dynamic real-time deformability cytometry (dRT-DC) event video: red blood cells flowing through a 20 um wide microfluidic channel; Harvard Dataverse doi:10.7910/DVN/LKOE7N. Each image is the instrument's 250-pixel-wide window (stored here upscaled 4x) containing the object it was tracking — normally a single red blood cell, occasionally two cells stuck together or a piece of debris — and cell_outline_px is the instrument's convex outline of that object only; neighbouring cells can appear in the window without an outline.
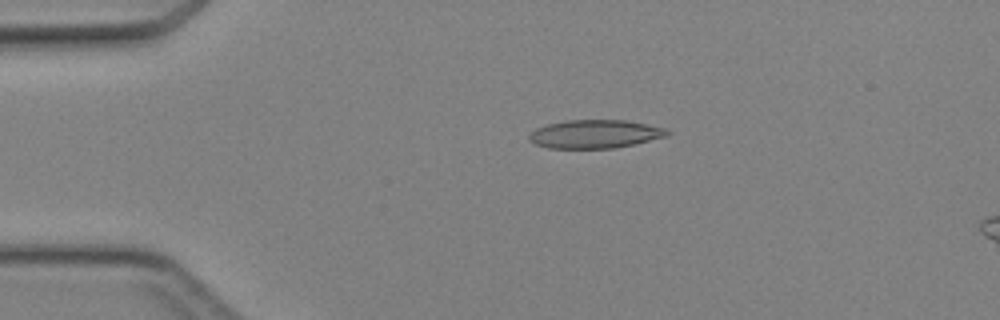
{"species": "Egyptian fruit bat (a non-hibernating species)", "species_latin": "Rousettus aegyptiacus", "temperature_condition": "cold", "stored_images_in_passage": 37, "camera_frame_rate_fps": 3000, "um_per_image_px": 0.085, "animal": {"sex": "female"}, "frame": {"image": 1, "passage_image": 1, "time_ms": 0.0, "image_size_px": [1000, 320], "cell_outline_px": [[668, 136], [632, 144], [612, 148], [548, 148], [536, 144], [528, 140], [528, 136], [536, 128], [548, 124], [564, 120], [624, 120], [664, 128], [668, 132]], "centroid_in_image_um": [50.51, 11.39], "position_along_channel_um": 34.5, "area_um2": 22.54}}
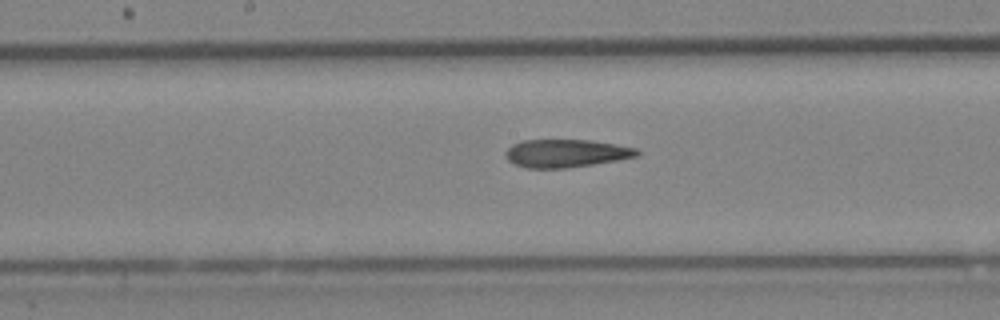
{"frame": {"image": 2, "passage_image": 15, "time_ms": 4.667, "image_size_px": [1000, 320], "cell_outline_px": [[640, 156], [568, 168], [524, 168], [508, 160], [504, 156], [504, 152], [512, 144], [520, 140], [592, 140], [616, 144], [636, 148], [640, 152]], "centroid_in_image_um": [48.09, 13.02], "position_along_channel_um": 200.1, "area_um2": 21.56}}
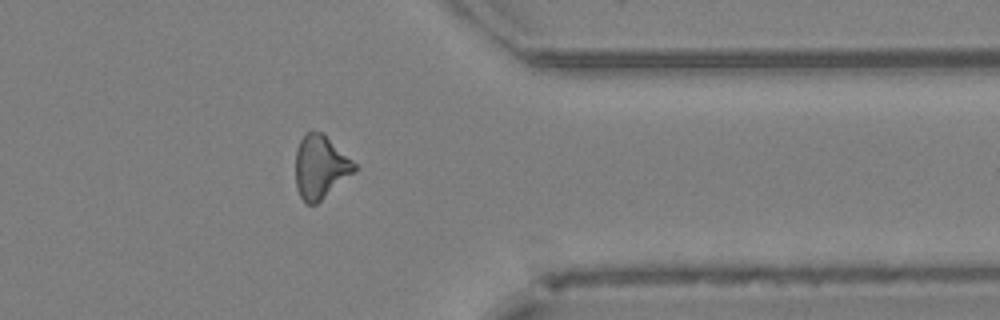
{"frame": {"image": 3, "passage_image": 28, "time_ms": 9.0, "image_size_px": [1000, 320], "cell_outline_px": [[356, 172], [316, 204], [308, 204], [300, 196], [296, 188], [296, 152], [300, 140], [304, 132], [324, 132], [356, 164]], "centroid_in_image_um": [27.25, 14.18], "position_along_channel_um": 384.2, "area_um2": 21.79}}